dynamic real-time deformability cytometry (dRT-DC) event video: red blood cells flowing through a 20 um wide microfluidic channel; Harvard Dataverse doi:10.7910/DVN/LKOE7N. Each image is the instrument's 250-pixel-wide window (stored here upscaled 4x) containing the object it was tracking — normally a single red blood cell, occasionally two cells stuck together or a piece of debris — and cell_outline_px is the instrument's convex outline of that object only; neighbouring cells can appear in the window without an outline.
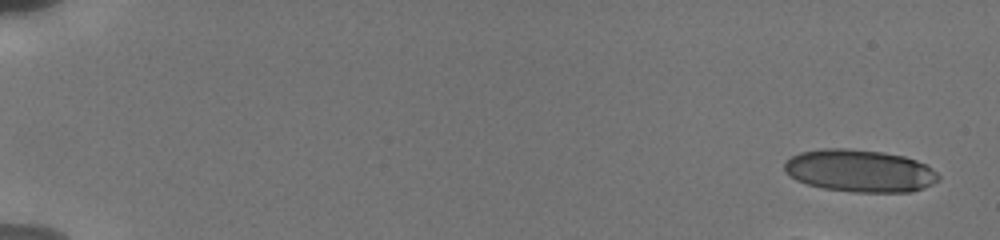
{"species": "human", "species_latin": "Homo sapiens", "temperature_condition": "cold", "stored_images_in_passage": 11, "camera_frame_rate_fps": 3000, "um_per_image_px": 0.085, "donor": {"sex": "male"}, "frame": {"image": 1, "passage_image": 1, "time_ms": 0.0, "image_size_px": [1000, 240], "cell_outline_px": [[940, 180], [924, 188], [912, 192], [852, 192], [824, 188], [808, 184], [796, 180], [784, 168], [784, 164], [792, 156], [800, 152], [824, 148], [848, 148], [880, 152], [904, 156], [928, 164], [940, 176]], "centroid_in_image_um": [73.13, 14.52], "position_along_channel_um": 11.9, "area_um2": 38.09}}